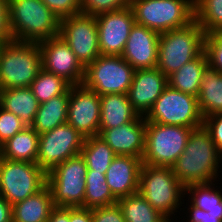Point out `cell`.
<instances>
[{
    "instance_id": "1",
    "label": "cell",
    "mask_w": 222,
    "mask_h": 222,
    "mask_svg": "<svg viewBox=\"0 0 222 222\" xmlns=\"http://www.w3.org/2000/svg\"><path fill=\"white\" fill-rule=\"evenodd\" d=\"M221 159L222 154L212 141L209 132L201 126L192 130L183 153L171 168L185 187L192 184L213 183L219 176Z\"/></svg>"
},
{
    "instance_id": "2",
    "label": "cell",
    "mask_w": 222,
    "mask_h": 222,
    "mask_svg": "<svg viewBox=\"0 0 222 222\" xmlns=\"http://www.w3.org/2000/svg\"><path fill=\"white\" fill-rule=\"evenodd\" d=\"M14 41L36 42L59 36L60 19L41 0H8Z\"/></svg>"
},
{
    "instance_id": "3",
    "label": "cell",
    "mask_w": 222,
    "mask_h": 222,
    "mask_svg": "<svg viewBox=\"0 0 222 222\" xmlns=\"http://www.w3.org/2000/svg\"><path fill=\"white\" fill-rule=\"evenodd\" d=\"M41 69L38 43L12 40L0 44V90L30 87Z\"/></svg>"
},
{
    "instance_id": "4",
    "label": "cell",
    "mask_w": 222,
    "mask_h": 222,
    "mask_svg": "<svg viewBox=\"0 0 222 222\" xmlns=\"http://www.w3.org/2000/svg\"><path fill=\"white\" fill-rule=\"evenodd\" d=\"M205 32L198 22L160 33L157 68L167 77L204 51Z\"/></svg>"
},
{
    "instance_id": "5",
    "label": "cell",
    "mask_w": 222,
    "mask_h": 222,
    "mask_svg": "<svg viewBox=\"0 0 222 222\" xmlns=\"http://www.w3.org/2000/svg\"><path fill=\"white\" fill-rule=\"evenodd\" d=\"M138 192L154 209L170 219L183 204L181 198L185 194V186L176 178L171 167L142 164Z\"/></svg>"
},
{
    "instance_id": "6",
    "label": "cell",
    "mask_w": 222,
    "mask_h": 222,
    "mask_svg": "<svg viewBox=\"0 0 222 222\" xmlns=\"http://www.w3.org/2000/svg\"><path fill=\"white\" fill-rule=\"evenodd\" d=\"M135 23L158 33L184 27L195 20L194 0H131Z\"/></svg>"
},
{
    "instance_id": "7",
    "label": "cell",
    "mask_w": 222,
    "mask_h": 222,
    "mask_svg": "<svg viewBox=\"0 0 222 222\" xmlns=\"http://www.w3.org/2000/svg\"><path fill=\"white\" fill-rule=\"evenodd\" d=\"M193 129L195 128L146 122L142 163L171 167L183 153Z\"/></svg>"
},
{
    "instance_id": "8",
    "label": "cell",
    "mask_w": 222,
    "mask_h": 222,
    "mask_svg": "<svg viewBox=\"0 0 222 222\" xmlns=\"http://www.w3.org/2000/svg\"><path fill=\"white\" fill-rule=\"evenodd\" d=\"M86 173L87 165L81 154L68 158L47 173V186L55 207L83 205Z\"/></svg>"
},
{
    "instance_id": "9",
    "label": "cell",
    "mask_w": 222,
    "mask_h": 222,
    "mask_svg": "<svg viewBox=\"0 0 222 222\" xmlns=\"http://www.w3.org/2000/svg\"><path fill=\"white\" fill-rule=\"evenodd\" d=\"M146 122L163 125L198 128L203 126V118L197 97L183 93L167 85L145 116Z\"/></svg>"
},
{
    "instance_id": "10",
    "label": "cell",
    "mask_w": 222,
    "mask_h": 222,
    "mask_svg": "<svg viewBox=\"0 0 222 222\" xmlns=\"http://www.w3.org/2000/svg\"><path fill=\"white\" fill-rule=\"evenodd\" d=\"M135 69L121 56L100 55L85 68L83 84L97 94H128Z\"/></svg>"
},
{
    "instance_id": "11",
    "label": "cell",
    "mask_w": 222,
    "mask_h": 222,
    "mask_svg": "<svg viewBox=\"0 0 222 222\" xmlns=\"http://www.w3.org/2000/svg\"><path fill=\"white\" fill-rule=\"evenodd\" d=\"M47 185V173L37 163L0 158V189L11 205L36 194Z\"/></svg>"
},
{
    "instance_id": "12",
    "label": "cell",
    "mask_w": 222,
    "mask_h": 222,
    "mask_svg": "<svg viewBox=\"0 0 222 222\" xmlns=\"http://www.w3.org/2000/svg\"><path fill=\"white\" fill-rule=\"evenodd\" d=\"M82 136L67 122L39 135L36 163L46 173L68 158L81 154Z\"/></svg>"
},
{
    "instance_id": "13",
    "label": "cell",
    "mask_w": 222,
    "mask_h": 222,
    "mask_svg": "<svg viewBox=\"0 0 222 222\" xmlns=\"http://www.w3.org/2000/svg\"><path fill=\"white\" fill-rule=\"evenodd\" d=\"M59 35L85 68L101 55L95 16L79 13L62 18Z\"/></svg>"
},
{
    "instance_id": "14",
    "label": "cell",
    "mask_w": 222,
    "mask_h": 222,
    "mask_svg": "<svg viewBox=\"0 0 222 222\" xmlns=\"http://www.w3.org/2000/svg\"><path fill=\"white\" fill-rule=\"evenodd\" d=\"M84 138L96 136L100 126V95L84 84L69 88L68 119Z\"/></svg>"
},
{
    "instance_id": "15",
    "label": "cell",
    "mask_w": 222,
    "mask_h": 222,
    "mask_svg": "<svg viewBox=\"0 0 222 222\" xmlns=\"http://www.w3.org/2000/svg\"><path fill=\"white\" fill-rule=\"evenodd\" d=\"M38 44L45 71L64 78L71 85L83 84L85 67L60 35Z\"/></svg>"
},
{
    "instance_id": "16",
    "label": "cell",
    "mask_w": 222,
    "mask_h": 222,
    "mask_svg": "<svg viewBox=\"0 0 222 222\" xmlns=\"http://www.w3.org/2000/svg\"><path fill=\"white\" fill-rule=\"evenodd\" d=\"M101 55L121 56L135 17L130 6L96 15Z\"/></svg>"
},
{
    "instance_id": "17",
    "label": "cell",
    "mask_w": 222,
    "mask_h": 222,
    "mask_svg": "<svg viewBox=\"0 0 222 222\" xmlns=\"http://www.w3.org/2000/svg\"><path fill=\"white\" fill-rule=\"evenodd\" d=\"M167 85V76L157 67L135 70L127 94L134 110L145 117Z\"/></svg>"
},
{
    "instance_id": "18",
    "label": "cell",
    "mask_w": 222,
    "mask_h": 222,
    "mask_svg": "<svg viewBox=\"0 0 222 222\" xmlns=\"http://www.w3.org/2000/svg\"><path fill=\"white\" fill-rule=\"evenodd\" d=\"M98 135L116 155L143 158L146 139V119L139 115L135 120L111 129H99Z\"/></svg>"
},
{
    "instance_id": "19",
    "label": "cell",
    "mask_w": 222,
    "mask_h": 222,
    "mask_svg": "<svg viewBox=\"0 0 222 222\" xmlns=\"http://www.w3.org/2000/svg\"><path fill=\"white\" fill-rule=\"evenodd\" d=\"M159 36L157 31L135 23L121 57L135 70L156 68Z\"/></svg>"
},
{
    "instance_id": "20",
    "label": "cell",
    "mask_w": 222,
    "mask_h": 222,
    "mask_svg": "<svg viewBox=\"0 0 222 222\" xmlns=\"http://www.w3.org/2000/svg\"><path fill=\"white\" fill-rule=\"evenodd\" d=\"M142 158L116 155L105 173L106 183L117 198L138 192Z\"/></svg>"
},
{
    "instance_id": "21",
    "label": "cell",
    "mask_w": 222,
    "mask_h": 222,
    "mask_svg": "<svg viewBox=\"0 0 222 222\" xmlns=\"http://www.w3.org/2000/svg\"><path fill=\"white\" fill-rule=\"evenodd\" d=\"M138 116L127 94L114 93L100 96L99 129L119 127L135 120Z\"/></svg>"
},
{
    "instance_id": "22",
    "label": "cell",
    "mask_w": 222,
    "mask_h": 222,
    "mask_svg": "<svg viewBox=\"0 0 222 222\" xmlns=\"http://www.w3.org/2000/svg\"><path fill=\"white\" fill-rule=\"evenodd\" d=\"M54 208L50 188L46 185L36 194L12 205V222H47Z\"/></svg>"
},
{
    "instance_id": "23",
    "label": "cell",
    "mask_w": 222,
    "mask_h": 222,
    "mask_svg": "<svg viewBox=\"0 0 222 222\" xmlns=\"http://www.w3.org/2000/svg\"><path fill=\"white\" fill-rule=\"evenodd\" d=\"M0 107L19 117L26 126L34 123L39 102L30 87L0 90Z\"/></svg>"
},
{
    "instance_id": "24",
    "label": "cell",
    "mask_w": 222,
    "mask_h": 222,
    "mask_svg": "<svg viewBox=\"0 0 222 222\" xmlns=\"http://www.w3.org/2000/svg\"><path fill=\"white\" fill-rule=\"evenodd\" d=\"M38 147L39 134L31 126H27L1 145V158L36 163Z\"/></svg>"
},
{
    "instance_id": "25",
    "label": "cell",
    "mask_w": 222,
    "mask_h": 222,
    "mask_svg": "<svg viewBox=\"0 0 222 222\" xmlns=\"http://www.w3.org/2000/svg\"><path fill=\"white\" fill-rule=\"evenodd\" d=\"M197 100L203 119L212 114L222 112V73L209 65L202 73Z\"/></svg>"
},
{
    "instance_id": "26",
    "label": "cell",
    "mask_w": 222,
    "mask_h": 222,
    "mask_svg": "<svg viewBox=\"0 0 222 222\" xmlns=\"http://www.w3.org/2000/svg\"><path fill=\"white\" fill-rule=\"evenodd\" d=\"M68 102L69 89L65 93L39 104L31 127L40 135L66 123L68 119Z\"/></svg>"
},
{
    "instance_id": "27",
    "label": "cell",
    "mask_w": 222,
    "mask_h": 222,
    "mask_svg": "<svg viewBox=\"0 0 222 222\" xmlns=\"http://www.w3.org/2000/svg\"><path fill=\"white\" fill-rule=\"evenodd\" d=\"M207 66V55L203 51L197 58L187 62L169 75L167 77L168 85L178 91L198 97L202 73Z\"/></svg>"
},
{
    "instance_id": "28",
    "label": "cell",
    "mask_w": 222,
    "mask_h": 222,
    "mask_svg": "<svg viewBox=\"0 0 222 222\" xmlns=\"http://www.w3.org/2000/svg\"><path fill=\"white\" fill-rule=\"evenodd\" d=\"M86 188L82 208L94 209L117 204V198L112 194L104 173L87 170L85 176Z\"/></svg>"
},
{
    "instance_id": "29",
    "label": "cell",
    "mask_w": 222,
    "mask_h": 222,
    "mask_svg": "<svg viewBox=\"0 0 222 222\" xmlns=\"http://www.w3.org/2000/svg\"><path fill=\"white\" fill-rule=\"evenodd\" d=\"M117 204L126 222H163L166 219L139 192L119 198Z\"/></svg>"
},
{
    "instance_id": "30",
    "label": "cell",
    "mask_w": 222,
    "mask_h": 222,
    "mask_svg": "<svg viewBox=\"0 0 222 222\" xmlns=\"http://www.w3.org/2000/svg\"><path fill=\"white\" fill-rule=\"evenodd\" d=\"M87 170L106 173L116 154L99 135L87 137L81 149Z\"/></svg>"
},
{
    "instance_id": "31",
    "label": "cell",
    "mask_w": 222,
    "mask_h": 222,
    "mask_svg": "<svg viewBox=\"0 0 222 222\" xmlns=\"http://www.w3.org/2000/svg\"><path fill=\"white\" fill-rule=\"evenodd\" d=\"M214 183L192 184L185 187L186 194L191 195V204L209 215L222 216V192L215 190Z\"/></svg>"
},
{
    "instance_id": "32",
    "label": "cell",
    "mask_w": 222,
    "mask_h": 222,
    "mask_svg": "<svg viewBox=\"0 0 222 222\" xmlns=\"http://www.w3.org/2000/svg\"><path fill=\"white\" fill-rule=\"evenodd\" d=\"M71 84L64 78L45 71L43 68L32 81L30 89L37 98L39 104L47 102L53 97L65 93Z\"/></svg>"
},
{
    "instance_id": "33",
    "label": "cell",
    "mask_w": 222,
    "mask_h": 222,
    "mask_svg": "<svg viewBox=\"0 0 222 222\" xmlns=\"http://www.w3.org/2000/svg\"><path fill=\"white\" fill-rule=\"evenodd\" d=\"M194 9L205 34L222 31V0H194Z\"/></svg>"
},
{
    "instance_id": "34",
    "label": "cell",
    "mask_w": 222,
    "mask_h": 222,
    "mask_svg": "<svg viewBox=\"0 0 222 222\" xmlns=\"http://www.w3.org/2000/svg\"><path fill=\"white\" fill-rule=\"evenodd\" d=\"M204 51L208 65L222 73V31L205 34Z\"/></svg>"
},
{
    "instance_id": "35",
    "label": "cell",
    "mask_w": 222,
    "mask_h": 222,
    "mask_svg": "<svg viewBox=\"0 0 222 222\" xmlns=\"http://www.w3.org/2000/svg\"><path fill=\"white\" fill-rule=\"evenodd\" d=\"M80 2L81 13L92 16L119 10L131 5V0H80Z\"/></svg>"
},
{
    "instance_id": "36",
    "label": "cell",
    "mask_w": 222,
    "mask_h": 222,
    "mask_svg": "<svg viewBox=\"0 0 222 222\" xmlns=\"http://www.w3.org/2000/svg\"><path fill=\"white\" fill-rule=\"evenodd\" d=\"M26 127L25 123L19 117L0 107V145Z\"/></svg>"
},
{
    "instance_id": "37",
    "label": "cell",
    "mask_w": 222,
    "mask_h": 222,
    "mask_svg": "<svg viewBox=\"0 0 222 222\" xmlns=\"http://www.w3.org/2000/svg\"><path fill=\"white\" fill-rule=\"evenodd\" d=\"M60 20L81 13L80 0H41Z\"/></svg>"
},
{
    "instance_id": "38",
    "label": "cell",
    "mask_w": 222,
    "mask_h": 222,
    "mask_svg": "<svg viewBox=\"0 0 222 222\" xmlns=\"http://www.w3.org/2000/svg\"><path fill=\"white\" fill-rule=\"evenodd\" d=\"M203 126L209 132L212 141L222 154V112L204 118Z\"/></svg>"
},
{
    "instance_id": "39",
    "label": "cell",
    "mask_w": 222,
    "mask_h": 222,
    "mask_svg": "<svg viewBox=\"0 0 222 222\" xmlns=\"http://www.w3.org/2000/svg\"><path fill=\"white\" fill-rule=\"evenodd\" d=\"M92 222H126L118 204L92 209Z\"/></svg>"
},
{
    "instance_id": "40",
    "label": "cell",
    "mask_w": 222,
    "mask_h": 222,
    "mask_svg": "<svg viewBox=\"0 0 222 222\" xmlns=\"http://www.w3.org/2000/svg\"><path fill=\"white\" fill-rule=\"evenodd\" d=\"M9 24L8 0H0V44L12 41Z\"/></svg>"
},
{
    "instance_id": "41",
    "label": "cell",
    "mask_w": 222,
    "mask_h": 222,
    "mask_svg": "<svg viewBox=\"0 0 222 222\" xmlns=\"http://www.w3.org/2000/svg\"><path fill=\"white\" fill-rule=\"evenodd\" d=\"M190 209V210H189ZM190 217L189 222H222V216L209 215L208 211L201 210L190 203L188 208Z\"/></svg>"
},
{
    "instance_id": "42",
    "label": "cell",
    "mask_w": 222,
    "mask_h": 222,
    "mask_svg": "<svg viewBox=\"0 0 222 222\" xmlns=\"http://www.w3.org/2000/svg\"><path fill=\"white\" fill-rule=\"evenodd\" d=\"M69 222H92V209L69 207Z\"/></svg>"
},
{
    "instance_id": "43",
    "label": "cell",
    "mask_w": 222,
    "mask_h": 222,
    "mask_svg": "<svg viewBox=\"0 0 222 222\" xmlns=\"http://www.w3.org/2000/svg\"><path fill=\"white\" fill-rule=\"evenodd\" d=\"M47 222H69V207H55Z\"/></svg>"
},
{
    "instance_id": "44",
    "label": "cell",
    "mask_w": 222,
    "mask_h": 222,
    "mask_svg": "<svg viewBox=\"0 0 222 222\" xmlns=\"http://www.w3.org/2000/svg\"><path fill=\"white\" fill-rule=\"evenodd\" d=\"M0 222H12V205L0 195Z\"/></svg>"
},
{
    "instance_id": "45",
    "label": "cell",
    "mask_w": 222,
    "mask_h": 222,
    "mask_svg": "<svg viewBox=\"0 0 222 222\" xmlns=\"http://www.w3.org/2000/svg\"><path fill=\"white\" fill-rule=\"evenodd\" d=\"M163 222H172L171 219H165Z\"/></svg>"
}]
</instances>
